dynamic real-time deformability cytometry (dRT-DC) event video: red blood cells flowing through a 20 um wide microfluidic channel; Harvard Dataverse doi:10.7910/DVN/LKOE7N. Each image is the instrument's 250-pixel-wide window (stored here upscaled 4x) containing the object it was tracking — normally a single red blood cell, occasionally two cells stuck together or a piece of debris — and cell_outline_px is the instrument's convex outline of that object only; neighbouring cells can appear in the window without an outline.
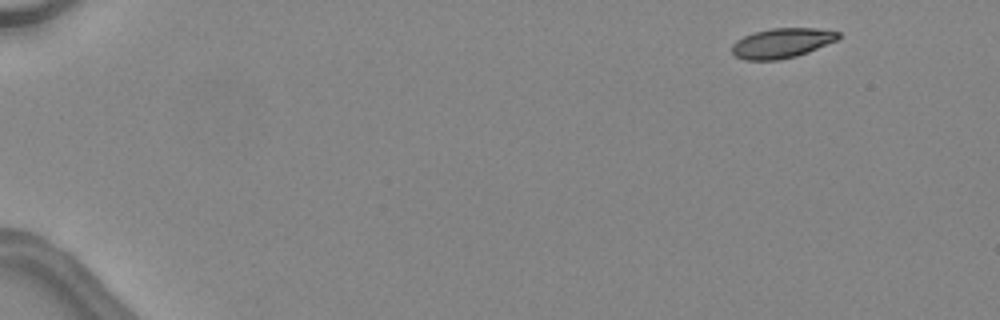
{"species": "common noctule bat (a hibernating species)", "species_latin": "Nyctalus noctula", "temperature_condition": "warm", "stored_images_in_passage": 43, "camera_frame_rate_fps": 3000, "um_per_image_px": 0.085, "animal": {"sex": "female", "body_mass_g": 24.6, "forearm_length_mm": 56.2}, "frame": {"image": 1, "passage_image": 1, "time_ms": 0.0, "image_size_px": [1000, 320], "cell_outline_px": [[840, 36], [836, 40], [808, 52], [796, 56], [780, 60], [744, 60], [736, 56], [732, 52], [732, 44], [736, 40], [744, 36], [756, 32], [772, 28], [816, 28], [840, 32]], "centroid_in_image_um": [66.44, 3.66], "position_along_channel_um": 18.6, "area_um2": 18.38}}
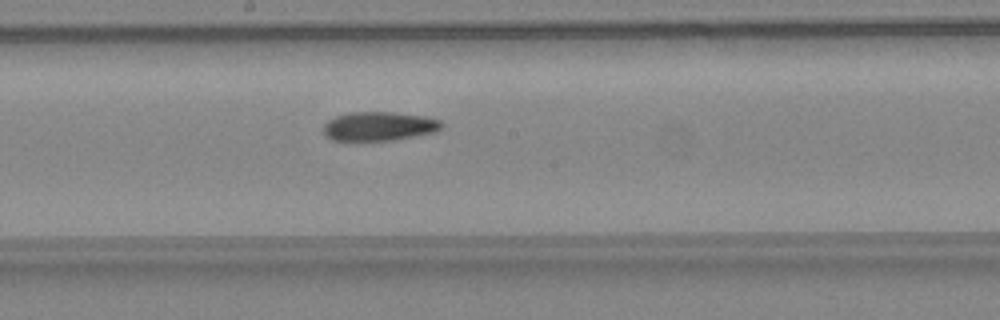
{"frame": {"image": 2, "passage_image": 24, "time_ms": 7.667, "image_size_px": [1000, 320], "cell_outline_px": [[444, 124], [440, 128], [432, 132], [392, 140], [332, 140], [324, 136], [324, 124], [328, 120], [336, 116], [348, 112], [392, 112], [424, 116], [440, 120]], "centroid_in_image_um": [32.17, 10.72], "position_along_channel_um": 216.0, "area_um2": 19.77}}
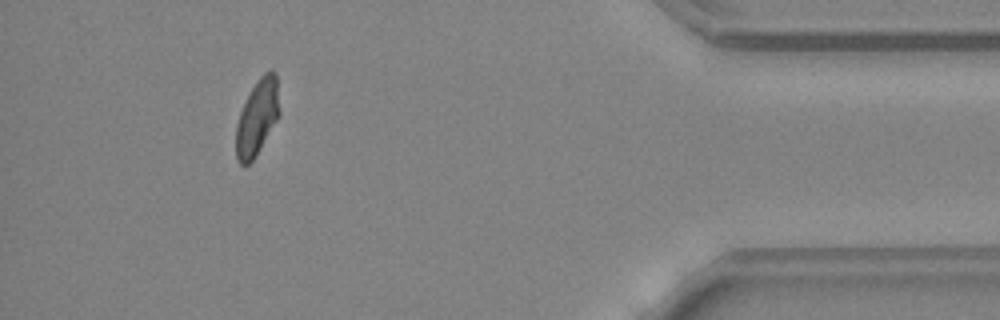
{"frame": {"image": 3, "passage_image": 40, "time_ms": 13.0, "image_size_px": [1000, 320], "cell_outline_px": [[280, 116], [256, 156], [248, 164], [240, 164], [236, 160], [236, 124], [240, 112], [256, 80], [264, 72], [272, 68], [276, 72], [280, 112]], "centroid_in_image_um": [21.88, 9.96], "position_along_channel_um": 413.3, "area_um2": 19.36}, "authors_computed_cell_mechanics": {"area_um2": 19.8832, "velocity_mm_per_s": 4.543, "shape_relaxation_time_tau1_ms": null, "shape_relaxation_time_tau2_ms": 3.7916, "deformation_change_tau1": null, "deformation_change_tau2": 0.1177}}